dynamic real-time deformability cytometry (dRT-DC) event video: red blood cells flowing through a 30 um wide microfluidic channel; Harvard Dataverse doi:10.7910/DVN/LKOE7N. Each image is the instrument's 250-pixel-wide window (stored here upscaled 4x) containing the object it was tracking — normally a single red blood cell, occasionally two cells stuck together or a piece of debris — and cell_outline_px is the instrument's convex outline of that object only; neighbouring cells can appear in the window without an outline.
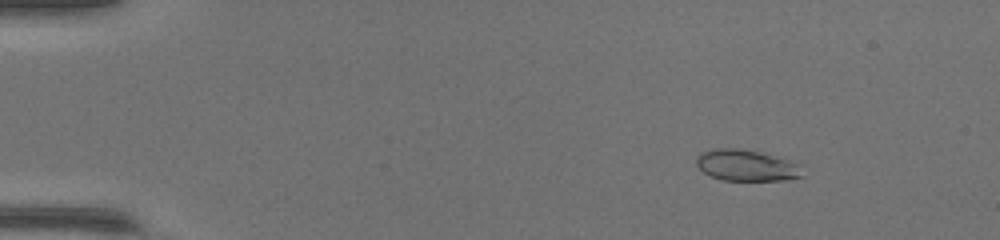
{"species": "common noctule bat (a hibernating species)", "species_latin": "Nyctalus noctula", "temperature_condition": "warm", "stored_images_in_passage": 50, "camera_frame_rate_fps": 3000, "um_per_image_px": 0.085, "animal": {"sex": "female", "body_mass_g": 17.0, "forearm_length_mm": 48.0}, "frame": {"image": 1, "passage_image": 7, "time_ms": 2.0, "image_size_px": [1000, 240], "cell_outline_px": [[804, 176], [788, 180], [724, 180], [708, 176], [696, 164], [696, 156], [700, 152], [716, 148], [740, 148], [760, 152], [796, 160], [804, 164]], "centroid_in_image_um": [63.55, 14.05], "position_along_channel_um": 21.4, "area_um2": 20.06}}
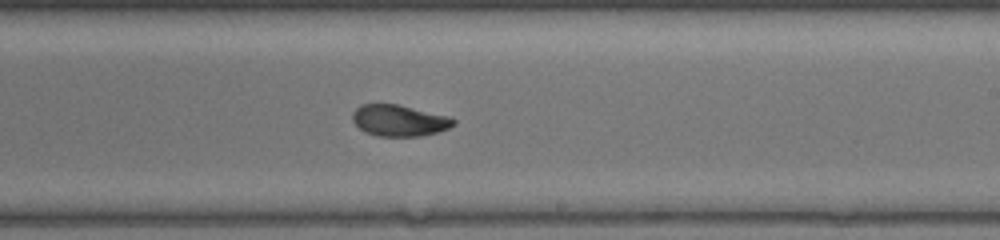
{"frame": {"image": 2, "passage_image": 31, "time_ms": 10.0, "image_size_px": [1000, 240], "cell_outline_px": [[456, 124], [448, 128], [436, 132], [420, 136], [376, 136], [364, 132], [352, 120], [352, 112], [360, 104], [396, 104], [452, 116], [456, 120]], "centroid_in_image_um": [33.94, 10.24], "position_along_channel_um": 255.1, "area_um2": 18.61}}
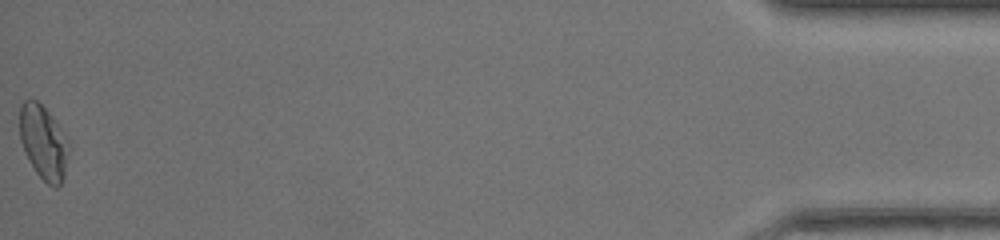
{"frame": {"image": 3, "passage_image": 50, "time_ms": 16.333, "image_size_px": [1000, 240], "cell_outline_px": [[68, 148], [64, 176], [60, 184], [56, 188], [48, 184], [36, 172], [28, 160], [24, 152], [20, 140], [20, 104], [24, 100], [36, 100], [48, 112], [68, 140]], "centroid_in_image_um": [3.66, 12.11], "position_along_channel_um": 431.5, "area_um2": 20.75}, "authors_computed_cell_mechanics": {"area_um2": 19.2185, "velocity_mm_per_s": 4.2896, "shape_relaxation_time_tau1_ms": 3.8652, "shape_relaxation_time_tau2_ms": 1.6144, "deformation_change_tau1": 0.1559, "deformation_change_tau2": 0.0563}}